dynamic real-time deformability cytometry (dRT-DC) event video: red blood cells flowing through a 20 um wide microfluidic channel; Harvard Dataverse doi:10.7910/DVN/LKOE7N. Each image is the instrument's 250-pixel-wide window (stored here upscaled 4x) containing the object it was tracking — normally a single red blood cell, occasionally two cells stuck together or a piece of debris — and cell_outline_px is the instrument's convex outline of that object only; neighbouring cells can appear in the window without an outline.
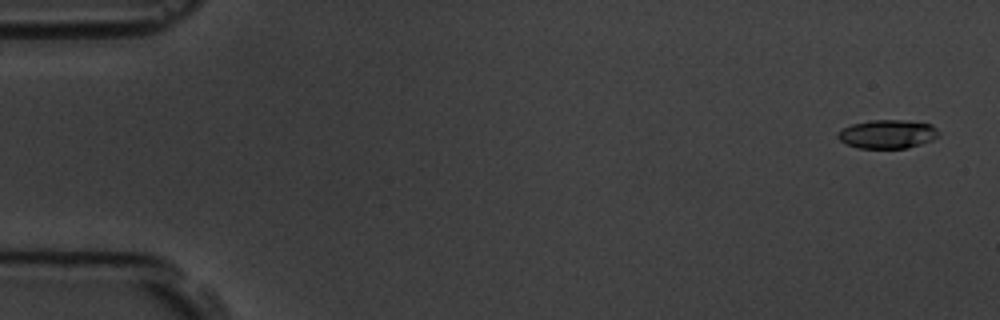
{"species": "common noctule bat (a hibernating species)", "species_latin": "Nyctalus noctula", "temperature_condition": "room temperature", "stored_images_in_passage": 5, "camera_frame_rate_fps": 3000, "um_per_image_px": 0.085, "animal": {"sex": "male", "body_mass_g": 19.5, "forearm_length_mm": 54.6}, "frame": {"image": 1, "passage_image": 1, "time_ms": 0.0, "image_size_px": [1000, 320], "cell_outline_px": [[940, 136], [932, 140], [908, 148], [856, 148], [840, 140], [836, 136], [836, 132], [852, 124], [872, 120], [904, 120], [932, 124], [940, 132]], "centroid_in_image_um": [75.46, 11.4], "position_along_channel_um": 9.5, "area_um2": 16.94}}
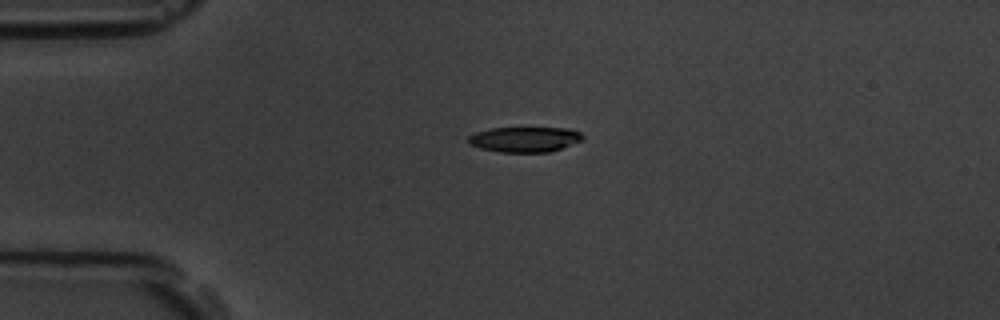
{"frame": {"image": 2, "passage_image": 4, "time_ms": 3.667, "image_size_px": [1000, 320], "cell_outline_px": [[584, 140], [548, 152], [500, 152], [480, 148], [468, 144], [468, 136], [476, 132], [492, 128], [572, 128], [580, 132], [584, 136]], "centroid_in_image_um": [44.61, 11.84], "position_along_channel_um": 40.4, "area_um2": 16.88}}